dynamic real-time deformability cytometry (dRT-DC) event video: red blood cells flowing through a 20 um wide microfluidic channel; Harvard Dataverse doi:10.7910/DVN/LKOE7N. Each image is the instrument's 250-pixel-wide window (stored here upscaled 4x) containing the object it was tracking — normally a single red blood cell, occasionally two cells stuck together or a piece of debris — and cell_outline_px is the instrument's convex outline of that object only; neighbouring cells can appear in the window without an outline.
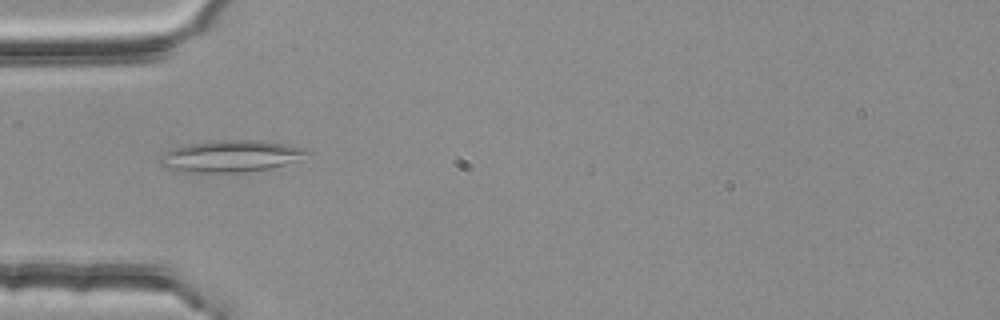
{"species": "common noctule bat (a hibernating species)", "species_latin": "Nyctalus noctula", "temperature_condition": "room temperature", "stored_images_in_passage": 5, "camera_frame_rate_fps": 3000, "um_per_image_px": 0.085, "animal": {"sex": "female", "body_mass_g": 25.1}, "frame": {"image": 1, "passage_image": 4, "time_ms": 1.0, "image_size_px": [1000, 320], "cell_outline_px": [[312, 152], [296, 160], [284, 164], [268, 168], [236, 172], [184, 172], [164, 168], [160, 164], [160, 152], [172, 148], [188, 144], [212, 140], [260, 140], [284, 144], [304, 148]], "centroid_in_image_um": [19.52, 13.26], "position_along_channel_um": 65.5, "area_um2": 27.11}}